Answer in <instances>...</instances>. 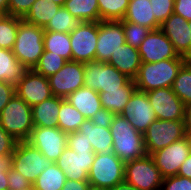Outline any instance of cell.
I'll list each match as a JSON object with an SVG mask.
<instances>
[{
    "mask_svg": "<svg viewBox=\"0 0 191 190\" xmlns=\"http://www.w3.org/2000/svg\"><path fill=\"white\" fill-rule=\"evenodd\" d=\"M158 120H184L185 104L171 87L146 92Z\"/></svg>",
    "mask_w": 191,
    "mask_h": 190,
    "instance_id": "cell-15",
    "label": "cell"
},
{
    "mask_svg": "<svg viewBox=\"0 0 191 190\" xmlns=\"http://www.w3.org/2000/svg\"><path fill=\"white\" fill-rule=\"evenodd\" d=\"M160 30L172 42L179 56L191 60V28L189 27V21L173 13L160 25Z\"/></svg>",
    "mask_w": 191,
    "mask_h": 190,
    "instance_id": "cell-19",
    "label": "cell"
},
{
    "mask_svg": "<svg viewBox=\"0 0 191 190\" xmlns=\"http://www.w3.org/2000/svg\"><path fill=\"white\" fill-rule=\"evenodd\" d=\"M19 23V17H14L12 15L0 16V48L8 50L13 49Z\"/></svg>",
    "mask_w": 191,
    "mask_h": 190,
    "instance_id": "cell-36",
    "label": "cell"
},
{
    "mask_svg": "<svg viewBox=\"0 0 191 190\" xmlns=\"http://www.w3.org/2000/svg\"><path fill=\"white\" fill-rule=\"evenodd\" d=\"M107 63L134 80L137 77L142 61L139 50L125 43L115 53H112Z\"/></svg>",
    "mask_w": 191,
    "mask_h": 190,
    "instance_id": "cell-21",
    "label": "cell"
},
{
    "mask_svg": "<svg viewBox=\"0 0 191 190\" xmlns=\"http://www.w3.org/2000/svg\"><path fill=\"white\" fill-rule=\"evenodd\" d=\"M173 13L191 21V0H175Z\"/></svg>",
    "mask_w": 191,
    "mask_h": 190,
    "instance_id": "cell-48",
    "label": "cell"
},
{
    "mask_svg": "<svg viewBox=\"0 0 191 190\" xmlns=\"http://www.w3.org/2000/svg\"><path fill=\"white\" fill-rule=\"evenodd\" d=\"M94 157V152H75L66 146L55 163L63 170L66 179L88 181Z\"/></svg>",
    "mask_w": 191,
    "mask_h": 190,
    "instance_id": "cell-20",
    "label": "cell"
},
{
    "mask_svg": "<svg viewBox=\"0 0 191 190\" xmlns=\"http://www.w3.org/2000/svg\"><path fill=\"white\" fill-rule=\"evenodd\" d=\"M64 98L52 96L31 107L34 127H57L58 113Z\"/></svg>",
    "mask_w": 191,
    "mask_h": 190,
    "instance_id": "cell-23",
    "label": "cell"
},
{
    "mask_svg": "<svg viewBox=\"0 0 191 190\" xmlns=\"http://www.w3.org/2000/svg\"><path fill=\"white\" fill-rule=\"evenodd\" d=\"M13 165V154L0 155V190H9L8 172Z\"/></svg>",
    "mask_w": 191,
    "mask_h": 190,
    "instance_id": "cell-43",
    "label": "cell"
},
{
    "mask_svg": "<svg viewBox=\"0 0 191 190\" xmlns=\"http://www.w3.org/2000/svg\"><path fill=\"white\" fill-rule=\"evenodd\" d=\"M60 7L52 0H36L23 19L44 28Z\"/></svg>",
    "mask_w": 191,
    "mask_h": 190,
    "instance_id": "cell-28",
    "label": "cell"
},
{
    "mask_svg": "<svg viewBox=\"0 0 191 190\" xmlns=\"http://www.w3.org/2000/svg\"><path fill=\"white\" fill-rule=\"evenodd\" d=\"M184 126L186 132H191V104L185 106Z\"/></svg>",
    "mask_w": 191,
    "mask_h": 190,
    "instance_id": "cell-51",
    "label": "cell"
},
{
    "mask_svg": "<svg viewBox=\"0 0 191 190\" xmlns=\"http://www.w3.org/2000/svg\"><path fill=\"white\" fill-rule=\"evenodd\" d=\"M171 88L185 105L191 104V60L181 67Z\"/></svg>",
    "mask_w": 191,
    "mask_h": 190,
    "instance_id": "cell-34",
    "label": "cell"
},
{
    "mask_svg": "<svg viewBox=\"0 0 191 190\" xmlns=\"http://www.w3.org/2000/svg\"><path fill=\"white\" fill-rule=\"evenodd\" d=\"M114 117L115 114L105 108H101L92 118H90V120L94 125L110 128Z\"/></svg>",
    "mask_w": 191,
    "mask_h": 190,
    "instance_id": "cell-46",
    "label": "cell"
},
{
    "mask_svg": "<svg viewBox=\"0 0 191 190\" xmlns=\"http://www.w3.org/2000/svg\"><path fill=\"white\" fill-rule=\"evenodd\" d=\"M36 0H8V15L24 18Z\"/></svg>",
    "mask_w": 191,
    "mask_h": 190,
    "instance_id": "cell-42",
    "label": "cell"
},
{
    "mask_svg": "<svg viewBox=\"0 0 191 190\" xmlns=\"http://www.w3.org/2000/svg\"><path fill=\"white\" fill-rule=\"evenodd\" d=\"M135 81L129 79L119 90L100 92L99 98L102 108L107 109L115 115H121L125 105L136 90Z\"/></svg>",
    "mask_w": 191,
    "mask_h": 190,
    "instance_id": "cell-25",
    "label": "cell"
},
{
    "mask_svg": "<svg viewBox=\"0 0 191 190\" xmlns=\"http://www.w3.org/2000/svg\"><path fill=\"white\" fill-rule=\"evenodd\" d=\"M15 93L30 107L53 96L48 78L33 69H27L15 85Z\"/></svg>",
    "mask_w": 191,
    "mask_h": 190,
    "instance_id": "cell-14",
    "label": "cell"
},
{
    "mask_svg": "<svg viewBox=\"0 0 191 190\" xmlns=\"http://www.w3.org/2000/svg\"><path fill=\"white\" fill-rule=\"evenodd\" d=\"M109 190H138V189L124 180L123 182L116 184L113 188Z\"/></svg>",
    "mask_w": 191,
    "mask_h": 190,
    "instance_id": "cell-52",
    "label": "cell"
},
{
    "mask_svg": "<svg viewBox=\"0 0 191 190\" xmlns=\"http://www.w3.org/2000/svg\"><path fill=\"white\" fill-rule=\"evenodd\" d=\"M66 62L62 56L44 50L33 70L48 78L58 72Z\"/></svg>",
    "mask_w": 191,
    "mask_h": 190,
    "instance_id": "cell-37",
    "label": "cell"
},
{
    "mask_svg": "<svg viewBox=\"0 0 191 190\" xmlns=\"http://www.w3.org/2000/svg\"><path fill=\"white\" fill-rule=\"evenodd\" d=\"M177 175L184 176L191 179V153L180 166V169Z\"/></svg>",
    "mask_w": 191,
    "mask_h": 190,
    "instance_id": "cell-50",
    "label": "cell"
},
{
    "mask_svg": "<svg viewBox=\"0 0 191 190\" xmlns=\"http://www.w3.org/2000/svg\"><path fill=\"white\" fill-rule=\"evenodd\" d=\"M130 0H98L100 21L124 19Z\"/></svg>",
    "mask_w": 191,
    "mask_h": 190,
    "instance_id": "cell-33",
    "label": "cell"
},
{
    "mask_svg": "<svg viewBox=\"0 0 191 190\" xmlns=\"http://www.w3.org/2000/svg\"><path fill=\"white\" fill-rule=\"evenodd\" d=\"M18 141L0 126V155L13 154Z\"/></svg>",
    "mask_w": 191,
    "mask_h": 190,
    "instance_id": "cell-44",
    "label": "cell"
},
{
    "mask_svg": "<svg viewBox=\"0 0 191 190\" xmlns=\"http://www.w3.org/2000/svg\"><path fill=\"white\" fill-rule=\"evenodd\" d=\"M53 96L67 98L84 86V63L67 61L54 75L48 77Z\"/></svg>",
    "mask_w": 191,
    "mask_h": 190,
    "instance_id": "cell-13",
    "label": "cell"
},
{
    "mask_svg": "<svg viewBox=\"0 0 191 190\" xmlns=\"http://www.w3.org/2000/svg\"><path fill=\"white\" fill-rule=\"evenodd\" d=\"M121 116L127 119L135 130L142 134H144L148 126L157 119L146 92L137 89L125 105Z\"/></svg>",
    "mask_w": 191,
    "mask_h": 190,
    "instance_id": "cell-17",
    "label": "cell"
},
{
    "mask_svg": "<svg viewBox=\"0 0 191 190\" xmlns=\"http://www.w3.org/2000/svg\"><path fill=\"white\" fill-rule=\"evenodd\" d=\"M44 28L20 18L13 54L27 69H33L44 52Z\"/></svg>",
    "mask_w": 191,
    "mask_h": 190,
    "instance_id": "cell-3",
    "label": "cell"
},
{
    "mask_svg": "<svg viewBox=\"0 0 191 190\" xmlns=\"http://www.w3.org/2000/svg\"><path fill=\"white\" fill-rule=\"evenodd\" d=\"M88 190H109V189L90 185Z\"/></svg>",
    "mask_w": 191,
    "mask_h": 190,
    "instance_id": "cell-54",
    "label": "cell"
},
{
    "mask_svg": "<svg viewBox=\"0 0 191 190\" xmlns=\"http://www.w3.org/2000/svg\"><path fill=\"white\" fill-rule=\"evenodd\" d=\"M148 27L151 30L160 29L156 22L150 0H130L123 20Z\"/></svg>",
    "mask_w": 191,
    "mask_h": 190,
    "instance_id": "cell-26",
    "label": "cell"
},
{
    "mask_svg": "<svg viewBox=\"0 0 191 190\" xmlns=\"http://www.w3.org/2000/svg\"><path fill=\"white\" fill-rule=\"evenodd\" d=\"M15 94V86L13 84L0 81V112Z\"/></svg>",
    "mask_w": 191,
    "mask_h": 190,
    "instance_id": "cell-47",
    "label": "cell"
},
{
    "mask_svg": "<svg viewBox=\"0 0 191 190\" xmlns=\"http://www.w3.org/2000/svg\"><path fill=\"white\" fill-rule=\"evenodd\" d=\"M67 146L75 152H94L91 143L78 131L67 135Z\"/></svg>",
    "mask_w": 191,
    "mask_h": 190,
    "instance_id": "cell-40",
    "label": "cell"
},
{
    "mask_svg": "<svg viewBox=\"0 0 191 190\" xmlns=\"http://www.w3.org/2000/svg\"><path fill=\"white\" fill-rule=\"evenodd\" d=\"M52 1H54V3H56V4L60 5L61 7H63L66 0H52Z\"/></svg>",
    "mask_w": 191,
    "mask_h": 190,
    "instance_id": "cell-55",
    "label": "cell"
},
{
    "mask_svg": "<svg viewBox=\"0 0 191 190\" xmlns=\"http://www.w3.org/2000/svg\"><path fill=\"white\" fill-rule=\"evenodd\" d=\"M18 190H35V188L33 187V184H31L30 186L28 187H24V188H20Z\"/></svg>",
    "mask_w": 191,
    "mask_h": 190,
    "instance_id": "cell-56",
    "label": "cell"
},
{
    "mask_svg": "<svg viewBox=\"0 0 191 190\" xmlns=\"http://www.w3.org/2000/svg\"><path fill=\"white\" fill-rule=\"evenodd\" d=\"M88 181H75L67 179L61 190H88Z\"/></svg>",
    "mask_w": 191,
    "mask_h": 190,
    "instance_id": "cell-49",
    "label": "cell"
},
{
    "mask_svg": "<svg viewBox=\"0 0 191 190\" xmlns=\"http://www.w3.org/2000/svg\"><path fill=\"white\" fill-rule=\"evenodd\" d=\"M72 61L88 63L95 60L98 22H80L78 27L69 33Z\"/></svg>",
    "mask_w": 191,
    "mask_h": 190,
    "instance_id": "cell-10",
    "label": "cell"
},
{
    "mask_svg": "<svg viewBox=\"0 0 191 190\" xmlns=\"http://www.w3.org/2000/svg\"><path fill=\"white\" fill-rule=\"evenodd\" d=\"M44 50L58 54L67 61H72L69 33L45 31L43 37Z\"/></svg>",
    "mask_w": 191,
    "mask_h": 190,
    "instance_id": "cell-32",
    "label": "cell"
},
{
    "mask_svg": "<svg viewBox=\"0 0 191 190\" xmlns=\"http://www.w3.org/2000/svg\"><path fill=\"white\" fill-rule=\"evenodd\" d=\"M113 137L112 152L124 163L147 155L144 135L137 130L121 115H115L110 126Z\"/></svg>",
    "mask_w": 191,
    "mask_h": 190,
    "instance_id": "cell-2",
    "label": "cell"
},
{
    "mask_svg": "<svg viewBox=\"0 0 191 190\" xmlns=\"http://www.w3.org/2000/svg\"><path fill=\"white\" fill-rule=\"evenodd\" d=\"M78 132H82L86 140L91 143L95 154L112 152L113 137L109 128L94 125L90 119H85Z\"/></svg>",
    "mask_w": 191,
    "mask_h": 190,
    "instance_id": "cell-22",
    "label": "cell"
},
{
    "mask_svg": "<svg viewBox=\"0 0 191 190\" xmlns=\"http://www.w3.org/2000/svg\"><path fill=\"white\" fill-rule=\"evenodd\" d=\"M129 79L107 62L94 60L84 63V87L98 93L119 90Z\"/></svg>",
    "mask_w": 191,
    "mask_h": 190,
    "instance_id": "cell-6",
    "label": "cell"
},
{
    "mask_svg": "<svg viewBox=\"0 0 191 190\" xmlns=\"http://www.w3.org/2000/svg\"><path fill=\"white\" fill-rule=\"evenodd\" d=\"M186 136L189 140V143H190V148H191V132H186Z\"/></svg>",
    "mask_w": 191,
    "mask_h": 190,
    "instance_id": "cell-57",
    "label": "cell"
},
{
    "mask_svg": "<svg viewBox=\"0 0 191 190\" xmlns=\"http://www.w3.org/2000/svg\"><path fill=\"white\" fill-rule=\"evenodd\" d=\"M144 135L147 155L167 147L186 136L184 120H154Z\"/></svg>",
    "mask_w": 191,
    "mask_h": 190,
    "instance_id": "cell-7",
    "label": "cell"
},
{
    "mask_svg": "<svg viewBox=\"0 0 191 190\" xmlns=\"http://www.w3.org/2000/svg\"><path fill=\"white\" fill-rule=\"evenodd\" d=\"M65 99L86 119L92 118L102 108L99 93L84 86L71 93Z\"/></svg>",
    "mask_w": 191,
    "mask_h": 190,
    "instance_id": "cell-24",
    "label": "cell"
},
{
    "mask_svg": "<svg viewBox=\"0 0 191 190\" xmlns=\"http://www.w3.org/2000/svg\"><path fill=\"white\" fill-rule=\"evenodd\" d=\"M191 153L190 143L187 136L160 149L150 156L155 166L159 169L163 178L178 174L180 166Z\"/></svg>",
    "mask_w": 191,
    "mask_h": 190,
    "instance_id": "cell-11",
    "label": "cell"
},
{
    "mask_svg": "<svg viewBox=\"0 0 191 190\" xmlns=\"http://www.w3.org/2000/svg\"><path fill=\"white\" fill-rule=\"evenodd\" d=\"M64 7L80 22H99L98 0H66Z\"/></svg>",
    "mask_w": 191,
    "mask_h": 190,
    "instance_id": "cell-29",
    "label": "cell"
},
{
    "mask_svg": "<svg viewBox=\"0 0 191 190\" xmlns=\"http://www.w3.org/2000/svg\"><path fill=\"white\" fill-rule=\"evenodd\" d=\"M120 22L123 24L126 43L138 49L151 29L133 22Z\"/></svg>",
    "mask_w": 191,
    "mask_h": 190,
    "instance_id": "cell-38",
    "label": "cell"
},
{
    "mask_svg": "<svg viewBox=\"0 0 191 190\" xmlns=\"http://www.w3.org/2000/svg\"><path fill=\"white\" fill-rule=\"evenodd\" d=\"M175 0H150L156 22L161 25L174 10Z\"/></svg>",
    "mask_w": 191,
    "mask_h": 190,
    "instance_id": "cell-39",
    "label": "cell"
},
{
    "mask_svg": "<svg viewBox=\"0 0 191 190\" xmlns=\"http://www.w3.org/2000/svg\"><path fill=\"white\" fill-rule=\"evenodd\" d=\"M138 50L141 61L145 63L159 62L165 59L179 57L172 42L160 29L151 30Z\"/></svg>",
    "mask_w": 191,
    "mask_h": 190,
    "instance_id": "cell-18",
    "label": "cell"
},
{
    "mask_svg": "<svg viewBox=\"0 0 191 190\" xmlns=\"http://www.w3.org/2000/svg\"><path fill=\"white\" fill-rule=\"evenodd\" d=\"M125 43L123 24L120 21H99L95 60L108 62L112 53Z\"/></svg>",
    "mask_w": 191,
    "mask_h": 190,
    "instance_id": "cell-16",
    "label": "cell"
},
{
    "mask_svg": "<svg viewBox=\"0 0 191 190\" xmlns=\"http://www.w3.org/2000/svg\"><path fill=\"white\" fill-rule=\"evenodd\" d=\"M8 15V0H0V16Z\"/></svg>",
    "mask_w": 191,
    "mask_h": 190,
    "instance_id": "cell-53",
    "label": "cell"
},
{
    "mask_svg": "<svg viewBox=\"0 0 191 190\" xmlns=\"http://www.w3.org/2000/svg\"><path fill=\"white\" fill-rule=\"evenodd\" d=\"M188 60L179 56L159 62H142L137 77L134 79L137 90L149 92L158 88L172 87L181 67Z\"/></svg>",
    "mask_w": 191,
    "mask_h": 190,
    "instance_id": "cell-1",
    "label": "cell"
},
{
    "mask_svg": "<svg viewBox=\"0 0 191 190\" xmlns=\"http://www.w3.org/2000/svg\"><path fill=\"white\" fill-rule=\"evenodd\" d=\"M66 180L63 170L52 162L33 182V187L35 190H61Z\"/></svg>",
    "mask_w": 191,
    "mask_h": 190,
    "instance_id": "cell-30",
    "label": "cell"
},
{
    "mask_svg": "<svg viewBox=\"0 0 191 190\" xmlns=\"http://www.w3.org/2000/svg\"><path fill=\"white\" fill-rule=\"evenodd\" d=\"M85 119L67 99L62 100L58 113L57 127L64 133L69 134L78 131Z\"/></svg>",
    "mask_w": 191,
    "mask_h": 190,
    "instance_id": "cell-31",
    "label": "cell"
},
{
    "mask_svg": "<svg viewBox=\"0 0 191 190\" xmlns=\"http://www.w3.org/2000/svg\"><path fill=\"white\" fill-rule=\"evenodd\" d=\"M0 126L18 142L27 141L34 128L31 107L15 94L0 112Z\"/></svg>",
    "mask_w": 191,
    "mask_h": 190,
    "instance_id": "cell-4",
    "label": "cell"
},
{
    "mask_svg": "<svg viewBox=\"0 0 191 190\" xmlns=\"http://www.w3.org/2000/svg\"><path fill=\"white\" fill-rule=\"evenodd\" d=\"M124 180L138 190H161L163 177L150 155L125 163Z\"/></svg>",
    "mask_w": 191,
    "mask_h": 190,
    "instance_id": "cell-8",
    "label": "cell"
},
{
    "mask_svg": "<svg viewBox=\"0 0 191 190\" xmlns=\"http://www.w3.org/2000/svg\"><path fill=\"white\" fill-rule=\"evenodd\" d=\"M30 183L20 172L11 168L8 172V187L9 190H18L20 188L28 187Z\"/></svg>",
    "mask_w": 191,
    "mask_h": 190,
    "instance_id": "cell-45",
    "label": "cell"
},
{
    "mask_svg": "<svg viewBox=\"0 0 191 190\" xmlns=\"http://www.w3.org/2000/svg\"><path fill=\"white\" fill-rule=\"evenodd\" d=\"M67 135L58 127H34L27 142L55 163L67 146Z\"/></svg>",
    "mask_w": 191,
    "mask_h": 190,
    "instance_id": "cell-12",
    "label": "cell"
},
{
    "mask_svg": "<svg viewBox=\"0 0 191 190\" xmlns=\"http://www.w3.org/2000/svg\"><path fill=\"white\" fill-rule=\"evenodd\" d=\"M161 190H191V179L179 175L165 177Z\"/></svg>",
    "mask_w": 191,
    "mask_h": 190,
    "instance_id": "cell-41",
    "label": "cell"
},
{
    "mask_svg": "<svg viewBox=\"0 0 191 190\" xmlns=\"http://www.w3.org/2000/svg\"><path fill=\"white\" fill-rule=\"evenodd\" d=\"M125 178V163L113 152L95 154L88 182L95 187L111 189Z\"/></svg>",
    "mask_w": 191,
    "mask_h": 190,
    "instance_id": "cell-5",
    "label": "cell"
},
{
    "mask_svg": "<svg viewBox=\"0 0 191 190\" xmlns=\"http://www.w3.org/2000/svg\"><path fill=\"white\" fill-rule=\"evenodd\" d=\"M26 70L27 68L17 60L12 50L0 48V81L15 86Z\"/></svg>",
    "mask_w": 191,
    "mask_h": 190,
    "instance_id": "cell-27",
    "label": "cell"
},
{
    "mask_svg": "<svg viewBox=\"0 0 191 190\" xmlns=\"http://www.w3.org/2000/svg\"><path fill=\"white\" fill-rule=\"evenodd\" d=\"M51 163L27 141H19L13 152L12 168L20 172L32 184Z\"/></svg>",
    "mask_w": 191,
    "mask_h": 190,
    "instance_id": "cell-9",
    "label": "cell"
},
{
    "mask_svg": "<svg viewBox=\"0 0 191 190\" xmlns=\"http://www.w3.org/2000/svg\"><path fill=\"white\" fill-rule=\"evenodd\" d=\"M80 21L77 20L64 6L60 7L57 13L50 19L47 25L44 27L45 31L53 32H63L70 33L73 32Z\"/></svg>",
    "mask_w": 191,
    "mask_h": 190,
    "instance_id": "cell-35",
    "label": "cell"
}]
</instances>
